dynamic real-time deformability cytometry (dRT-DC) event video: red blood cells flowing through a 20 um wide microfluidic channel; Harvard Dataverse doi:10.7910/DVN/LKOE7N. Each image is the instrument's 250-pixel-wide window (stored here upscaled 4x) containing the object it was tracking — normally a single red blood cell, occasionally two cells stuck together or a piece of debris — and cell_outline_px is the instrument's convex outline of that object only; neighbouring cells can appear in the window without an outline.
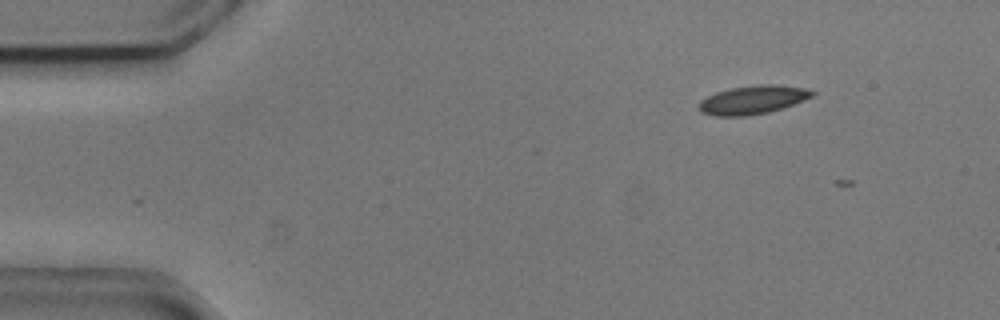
{"species": "common noctule bat (a hibernating species)", "species_latin": "Nyctalus noctula", "temperature_condition": "cold", "stored_images_in_passage": 4, "camera_frame_rate_fps": 3000, "um_per_image_px": 0.085, "animal": {"sex": "male", "body_mass_g": 20.5, "forearm_length_mm": 52.5}, "frame": {"image": 1, "passage_image": 2, "time_ms": 0.333, "image_size_px": [1000, 320], "cell_outline_px": [[816, 92], [812, 96], [804, 100], [768, 112], [744, 116], [712, 116], [700, 112], [696, 108], [696, 104], [700, 100], [716, 92], [732, 88], [760, 84], [776, 84], [804, 88]], "centroid_in_image_um": [63.91, 8.49], "position_along_channel_um": 21.1, "area_um2": 18.84}}